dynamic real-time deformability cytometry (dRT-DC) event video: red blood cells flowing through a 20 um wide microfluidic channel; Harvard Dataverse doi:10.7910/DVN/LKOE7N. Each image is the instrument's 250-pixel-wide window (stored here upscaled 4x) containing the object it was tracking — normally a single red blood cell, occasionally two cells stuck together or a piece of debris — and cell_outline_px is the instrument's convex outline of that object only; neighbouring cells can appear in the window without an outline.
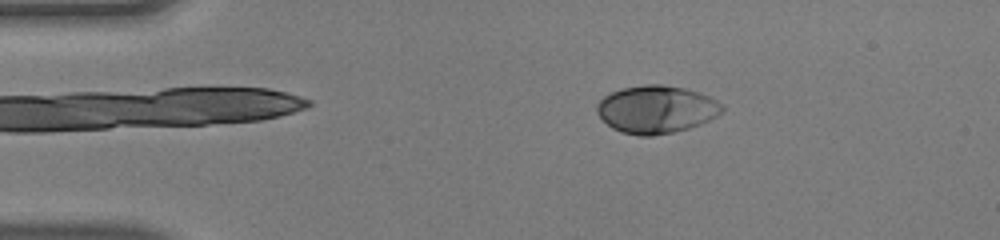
{"species": "human", "species_latin": "Homo sapiens", "temperature_condition": "warm", "stored_images_in_passage": 50, "camera_frame_rate_fps": 3000, "um_per_image_px": 0.085, "donor": {"sex": "male"}, "frame": {"image": 1, "passage_image": 9, "time_ms": 2.667, "image_size_px": [1000, 240], "cell_outline_px": [[724, 112], [700, 124], [688, 128], [672, 132], [652, 136], [640, 136], [620, 132], [612, 128], [596, 112], [596, 104], [608, 92], [620, 88], [644, 84], [664, 84], [684, 88], [700, 92], [716, 100], [724, 108]], "centroid_in_image_um": [55.76, 9.28], "position_along_channel_um": 29.2, "area_um2": 35.03}}
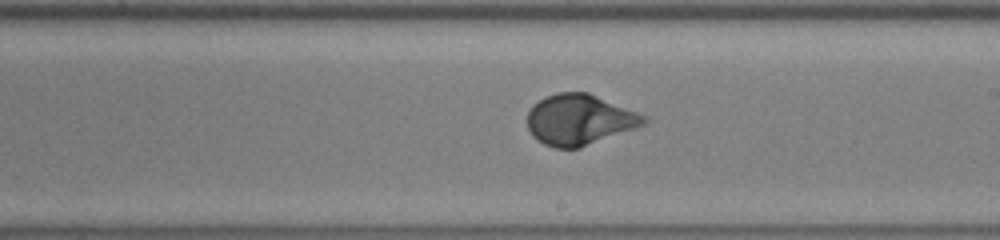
{"frame": {"image": 2, "passage_image": 29, "time_ms": 9.333, "image_size_px": [1000, 240], "cell_outline_px": [[648, 120], [644, 124], [636, 128], [580, 148], [556, 148], [544, 144], [532, 136], [528, 128], [528, 112], [532, 104], [544, 96], [556, 92], [588, 92], [648, 116]], "centroid_in_image_um": [49.25, 10.16], "position_along_channel_um": 239.8, "area_um2": 34.62}}
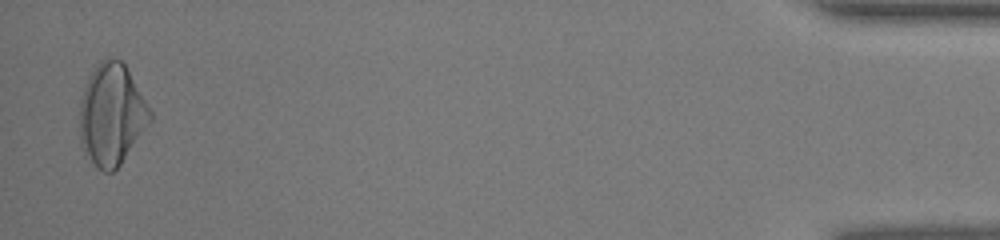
{"frame": {"image": 3, "passage_image": 49, "time_ms": 16.0, "image_size_px": [1000, 240], "cell_outline_px": [[152, 120], [120, 164], [112, 172], [104, 172], [92, 160], [80, 144], [80, 100], [84, 88], [96, 64], [104, 56], [108, 56], [120, 60], [124, 64], [148, 104], [152, 112]], "centroid_in_image_um": [9.49, 9.7], "position_along_channel_um": 425.7, "area_um2": 41.15}, "authors_computed_cell_mechanics": {"area_um2": 34.7667, "velocity_mm_per_s": 4.1042, "shape_relaxation_time_tau1_ms": 3.2222, "shape_relaxation_time_tau2_ms": null, "deformation_change_tau1": 0.1875, "deformation_change_tau2": null}}